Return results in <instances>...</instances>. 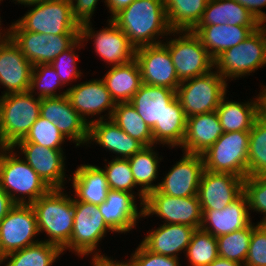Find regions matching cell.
<instances>
[{"mask_svg": "<svg viewBox=\"0 0 266 266\" xmlns=\"http://www.w3.org/2000/svg\"><path fill=\"white\" fill-rule=\"evenodd\" d=\"M111 20L135 48L162 43L172 32L163 0H134Z\"/></svg>", "mask_w": 266, "mask_h": 266, "instance_id": "1", "label": "cell"}, {"mask_svg": "<svg viewBox=\"0 0 266 266\" xmlns=\"http://www.w3.org/2000/svg\"><path fill=\"white\" fill-rule=\"evenodd\" d=\"M68 193L64 189H51L31 204L39 235L44 232L47 235L41 241L55 244L61 249L70 242L74 224L73 196Z\"/></svg>", "mask_w": 266, "mask_h": 266, "instance_id": "2", "label": "cell"}, {"mask_svg": "<svg viewBox=\"0 0 266 266\" xmlns=\"http://www.w3.org/2000/svg\"><path fill=\"white\" fill-rule=\"evenodd\" d=\"M0 187L22 205H31L51 190L13 147H0Z\"/></svg>", "mask_w": 266, "mask_h": 266, "instance_id": "3", "label": "cell"}, {"mask_svg": "<svg viewBox=\"0 0 266 266\" xmlns=\"http://www.w3.org/2000/svg\"><path fill=\"white\" fill-rule=\"evenodd\" d=\"M263 67H266V25L259 26L244 41L214 59V69L230 82Z\"/></svg>", "mask_w": 266, "mask_h": 266, "instance_id": "4", "label": "cell"}, {"mask_svg": "<svg viewBox=\"0 0 266 266\" xmlns=\"http://www.w3.org/2000/svg\"><path fill=\"white\" fill-rule=\"evenodd\" d=\"M41 98L30 91L0 96V147L25 138L40 117Z\"/></svg>", "mask_w": 266, "mask_h": 266, "instance_id": "5", "label": "cell"}, {"mask_svg": "<svg viewBox=\"0 0 266 266\" xmlns=\"http://www.w3.org/2000/svg\"><path fill=\"white\" fill-rule=\"evenodd\" d=\"M26 7L30 10H27L28 12L21 18L10 24L11 31H31L52 35H79L80 26L73 19L71 2L44 0Z\"/></svg>", "mask_w": 266, "mask_h": 266, "instance_id": "6", "label": "cell"}, {"mask_svg": "<svg viewBox=\"0 0 266 266\" xmlns=\"http://www.w3.org/2000/svg\"><path fill=\"white\" fill-rule=\"evenodd\" d=\"M74 224L70 242L62 249L63 254L71 251L79 258L105 257L98 249L100 241L107 233L114 232L106 225L98 205L78 201L73 196ZM91 255V256H89Z\"/></svg>", "mask_w": 266, "mask_h": 266, "instance_id": "7", "label": "cell"}, {"mask_svg": "<svg viewBox=\"0 0 266 266\" xmlns=\"http://www.w3.org/2000/svg\"><path fill=\"white\" fill-rule=\"evenodd\" d=\"M228 83L215 69L209 73L182 81L176 90L186 117L216 111L227 95Z\"/></svg>", "mask_w": 266, "mask_h": 266, "instance_id": "8", "label": "cell"}, {"mask_svg": "<svg viewBox=\"0 0 266 266\" xmlns=\"http://www.w3.org/2000/svg\"><path fill=\"white\" fill-rule=\"evenodd\" d=\"M163 43L169 50L181 82L205 75L214 69V60L192 31H172Z\"/></svg>", "mask_w": 266, "mask_h": 266, "instance_id": "9", "label": "cell"}, {"mask_svg": "<svg viewBox=\"0 0 266 266\" xmlns=\"http://www.w3.org/2000/svg\"><path fill=\"white\" fill-rule=\"evenodd\" d=\"M250 132H224L202 153L204 169L215 173L248 176V146Z\"/></svg>", "mask_w": 266, "mask_h": 266, "instance_id": "10", "label": "cell"}, {"mask_svg": "<svg viewBox=\"0 0 266 266\" xmlns=\"http://www.w3.org/2000/svg\"><path fill=\"white\" fill-rule=\"evenodd\" d=\"M106 23L105 28L97 31L92 27V22L80 26L79 38L84 47L88 41L93 40L94 52L109 65L108 67L134 60L136 48L129 42L128 37L111 19Z\"/></svg>", "mask_w": 266, "mask_h": 266, "instance_id": "11", "label": "cell"}, {"mask_svg": "<svg viewBox=\"0 0 266 266\" xmlns=\"http://www.w3.org/2000/svg\"><path fill=\"white\" fill-rule=\"evenodd\" d=\"M202 213L198 195L179 198L155 190L146 196L143 204V219L155 215L163 219V223L183 224L196 229L201 226Z\"/></svg>", "mask_w": 266, "mask_h": 266, "instance_id": "12", "label": "cell"}, {"mask_svg": "<svg viewBox=\"0 0 266 266\" xmlns=\"http://www.w3.org/2000/svg\"><path fill=\"white\" fill-rule=\"evenodd\" d=\"M66 95L72 107L88 125L95 121L111 119L116 106L115 101L100 77L68 87ZM103 112L105 114H102Z\"/></svg>", "mask_w": 266, "mask_h": 266, "instance_id": "13", "label": "cell"}, {"mask_svg": "<svg viewBox=\"0 0 266 266\" xmlns=\"http://www.w3.org/2000/svg\"><path fill=\"white\" fill-rule=\"evenodd\" d=\"M38 235L32 206L16 204L0 222V256L40 242Z\"/></svg>", "mask_w": 266, "mask_h": 266, "instance_id": "14", "label": "cell"}, {"mask_svg": "<svg viewBox=\"0 0 266 266\" xmlns=\"http://www.w3.org/2000/svg\"><path fill=\"white\" fill-rule=\"evenodd\" d=\"M13 148L51 189L67 188L65 183H70V178L66 174L65 148L52 149L35 143H16Z\"/></svg>", "mask_w": 266, "mask_h": 266, "instance_id": "15", "label": "cell"}, {"mask_svg": "<svg viewBox=\"0 0 266 266\" xmlns=\"http://www.w3.org/2000/svg\"><path fill=\"white\" fill-rule=\"evenodd\" d=\"M135 60L139 65L142 83L177 90L181 81L169 50L163 42L136 48Z\"/></svg>", "mask_w": 266, "mask_h": 266, "instance_id": "16", "label": "cell"}, {"mask_svg": "<svg viewBox=\"0 0 266 266\" xmlns=\"http://www.w3.org/2000/svg\"><path fill=\"white\" fill-rule=\"evenodd\" d=\"M21 53L33 65L51 64L63 51L69 49L79 35H52L31 31H11L10 37Z\"/></svg>", "mask_w": 266, "mask_h": 266, "instance_id": "17", "label": "cell"}, {"mask_svg": "<svg viewBox=\"0 0 266 266\" xmlns=\"http://www.w3.org/2000/svg\"><path fill=\"white\" fill-rule=\"evenodd\" d=\"M40 116L52 122L76 148L87 146L89 125L72 107L67 95L42 98Z\"/></svg>", "mask_w": 266, "mask_h": 266, "instance_id": "18", "label": "cell"}, {"mask_svg": "<svg viewBox=\"0 0 266 266\" xmlns=\"http://www.w3.org/2000/svg\"><path fill=\"white\" fill-rule=\"evenodd\" d=\"M182 157L158 182L157 191L173 197L197 196L204 171L202 154L182 152Z\"/></svg>", "mask_w": 266, "mask_h": 266, "instance_id": "19", "label": "cell"}, {"mask_svg": "<svg viewBox=\"0 0 266 266\" xmlns=\"http://www.w3.org/2000/svg\"><path fill=\"white\" fill-rule=\"evenodd\" d=\"M244 178L204 169L198 188L202 210H223L243 193Z\"/></svg>", "mask_w": 266, "mask_h": 266, "instance_id": "20", "label": "cell"}, {"mask_svg": "<svg viewBox=\"0 0 266 266\" xmlns=\"http://www.w3.org/2000/svg\"><path fill=\"white\" fill-rule=\"evenodd\" d=\"M137 199L132 193L109 189L105 201L98 205L104 222L115 234H127L140 222L143 204L138 207Z\"/></svg>", "mask_w": 266, "mask_h": 266, "instance_id": "21", "label": "cell"}, {"mask_svg": "<svg viewBox=\"0 0 266 266\" xmlns=\"http://www.w3.org/2000/svg\"><path fill=\"white\" fill-rule=\"evenodd\" d=\"M32 69L11 38L0 45V85L4 88L1 96L29 91Z\"/></svg>", "mask_w": 266, "mask_h": 266, "instance_id": "22", "label": "cell"}, {"mask_svg": "<svg viewBox=\"0 0 266 266\" xmlns=\"http://www.w3.org/2000/svg\"><path fill=\"white\" fill-rule=\"evenodd\" d=\"M91 143L99 145L106 152L108 150L115 154L116 156L112 155V158L118 159H129L145 147L124 132L111 119L95 121L89 125V138L86 147H90Z\"/></svg>", "mask_w": 266, "mask_h": 266, "instance_id": "23", "label": "cell"}, {"mask_svg": "<svg viewBox=\"0 0 266 266\" xmlns=\"http://www.w3.org/2000/svg\"><path fill=\"white\" fill-rule=\"evenodd\" d=\"M195 230V227L183 224H159L149 229L141 244L152 253L181 258L179 254L185 255Z\"/></svg>", "mask_w": 266, "mask_h": 266, "instance_id": "24", "label": "cell"}, {"mask_svg": "<svg viewBox=\"0 0 266 266\" xmlns=\"http://www.w3.org/2000/svg\"><path fill=\"white\" fill-rule=\"evenodd\" d=\"M202 212L200 228L216 238L246 228L252 222L244 193L223 210H202Z\"/></svg>", "mask_w": 266, "mask_h": 266, "instance_id": "25", "label": "cell"}, {"mask_svg": "<svg viewBox=\"0 0 266 266\" xmlns=\"http://www.w3.org/2000/svg\"><path fill=\"white\" fill-rule=\"evenodd\" d=\"M224 133L216 111L187 118L182 152L202 154Z\"/></svg>", "mask_w": 266, "mask_h": 266, "instance_id": "26", "label": "cell"}, {"mask_svg": "<svg viewBox=\"0 0 266 266\" xmlns=\"http://www.w3.org/2000/svg\"><path fill=\"white\" fill-rule=\"evenodd\" d=\"M259 26L197 25L192 32L214 60L221 53L244 41Z\"/></svg>", "mask_w": 266, "mask_h": 266, "instance_id": "27", "label": "cell"}, {"mask_svg": "<svg viewBox=\"0 0 266 266\" xmlns=\"http://www.w3.org/2000/svg\"><path fill=\"white\" fill-rule=\"evenodd\" d=\"M72 192L78 201L95 205L102 204L109 190L102 167L92 164H80L69 176Z\"/></svg>", "mask_w": 266, "mask_h": 266, "instance_id": "28", "label": "cell"}, {"mask_svg": "<svg viewBox=\"0 0 266 266\" xmlns=\"http://www.w3.org/2000/svg\"><path fill=\"white\" fill-rule=\"evenodd\" d=\"M225 95L216 109L224 132H250L255 120L261 115L260 95L245 102L227 100Z\"/></svg>", "mask_w": 266, "mask_h": 266, "instance_id": "29", "label": "cell"}, {"mask_svg": "<svg viewBox=\"0 0 266 266\" xmlns=\"http://www.w3.org/2000/svg\"><path fill=\"white\" fill-rule=\"evenodd\" d=\"M176 98V91L143 83L129 102L152 129L160 124L166 107Z\"/></svg>", "mask_w": 266, "mask_h": 266, "instance_id": "30", "label": "cell"}, {"mask_svg": "<svg viewBox=\"0 0 266 266\" xmlns=\"http://www.w3.org/2000/svg\"><path fill=\"white\" fill-rule=\"evenodd\" d=\"M101 80L110 92L115 103L130 102L141 87L142 77L136 60L129 63L107 67Z\"/></svg>", "mask_w": 266, "mask_h": 266, "instance_id": "31", "label": "cell"}, {"mask_svg": "<svg viewBox=\"0 0 266 266\" xmlns=\"http://www.w3.org/2000/svg\"><path fill=\"white\" fill-rule=\"evenodd\" d=\"M187 117L176 97L164 110L160 124L151 129L154 145H162L172 150L180 148L186 133Z\"/></svg>", "mask_w": 266, "mask_h": 266, "instance_id": "32", "label": "cell"}, {"mask_svg": "<svg viewBox=\"0 0 266 266\" xmlns=\"http://www.w3.org/2000/svg\"><path fill=\"white\" fill-rule=\"evenodd\" d=\"M155 147L157 145L144 147L128 159L136 186H140L139 189L146 196L151 191L157 190L159 185L156 180L159 176V164H161L163 156H159V152L155 151Z\"/></svg>", "mask_w": 266, "mask_h": 266, "instance_id": "33", "label": "cell"}, {"mask_svg": "<svg viewBox=\"0 0 266 266\" xmlns=\"http://www.w3.org/2000/svg\"><path fill=\"white\" fill-rule=\"evenodd\" d=\"M172 31H192L206 9L209 0H163Z\"/></svg>", "mask_w": 266, "mask_h": 266, "instance_id": "34", "label": "cell"}, {"mask_svg": "<svg viewBox=\"0 0 266 266\" xmlns=\"http://www.w3.org/2000/svg\"><path fill=\"white\" fill-rule=\"evenodd\" d=\"M61 255L64 254L59 246L40 241L5 255L2 257L1 264L4 266H53Z\"/></svg>", "mask_w": 266, "mask_h": 266, "instance_id": "35", "label": "cell"}, {"mask_svg": "<svg viewBox=\"0 0 266 266\" xmlns=\"http://www.w3.org/2000/svg\"><path fill=\"white\" fill-rule=\"evenodd\" d=\"M111 120L145 147L153 146L152 130L129 103H116Z\"/></svg>", "mask_w": 266, "mask_h": 266, "instance_id": "36", "label": "cell"}, {"mask_svg": "<svg viewBox=\"0 0 266 266\" xmlns=\"http://www.w3.org/2000/svg\"><path fill=\"white\" fill-rule=\"evenodd\" d=\"M104 161L106 164L102 169L109 189L132 193L140 200L139 203L144 204L146 195L136 186L128 159L112 158L108 162L107 159ZM133 188H137V192Z\"/></svg>", "mask_w": 266, "mask_h": 266, "instance_id": "37", "label": "cell"}, {"mask_svg": "<svg viewBox=\"0 0 266 266\" xmlns=\"http://www.w3.org/2000/svg\"><path fill=\"white\" fill-rule=\"evenodd\" d=\"M266 175V118L261 114L250 130L248 176Z\"/></svg>", "mask_w": 266, "mask_h": 266, "instance_id": "38", "label": "cell"}, {"mask_svg": "<svg viewBox=\"0 0 266 266\" xmlns=\"http://www.w3.org/2000/svg\"><path fill=\"white\" fill-rule=\"evenodd\" d=\"M188 266H208L218 254L217 238L209 232L198 228L194 231L185 252Z\"/></svg>", "mask_w": 266, "mask_h": 266, "instance_id": "39", "label": "cell"}, {"mask_svg": "<svg viewBox=\"0 0 266 266\" xmlns=\"http://www.w3.org/2000/svg\"><path fill=\"white\" fill-rule=\"evenodd\" d=\"M56 70L50 64L33 66L29 91L38 98L60 97L67 94ZM59 92V93H58Z\"/></svg>", "mask_w": 266, "mask_h": 266, "instance_id": "40", "label": "cell"}, {"mask_svg": "<svg viewBox=\"0 0 266 266\" xmlns=\"http://www.w3.org/2000/svg\"><path fill=\"white\" fill-rule=\"evenodd\" d=\"M251 236L252 222L246 228L217 237L219 257L244 265Z\"/></svg>", "mask_w": 266, "mask_h": 266, "instance_id": "41", "label": "cell"}, {"mask_svg": "<svg viewBox=\"0 0 266 266\" xmlns=\"http://www.w3.org/2000/svg\"><path fill=\"white\" fill-rule=\"evenodd\" d=\"M66 141L68 140L52 122L40 116L25 138L17 143H35L47 148L63 149L62 146Z\"/></svg>", "mask_w": 266, "mask_h": 266, "instance_id": "42", "label": "cell"}, {"mask_svg": "<svg viewBox=\"0 0 266 266\" xmlns=\"http://www.w3.org/2000/svg\"><path fill=\"white\" fill-rule=\"evenodd\" d=\"M83 46L84 45L79 38L69 49L63 51L50 64L56 70V73L64 86L70 85L69 87H71V82H76L79 79L81 80V76L84 75V72L78 69L80 68L78 67L80 55L76 52V50H81V48L84 49Z\"/></svg>", "mask_w": 266, "mask_h": 266, "instance_id": "43", "label": "cell"}, {"mask_svg": "<svg viewBox=\"0 0 266 266\" xmlns=\"http://www.w3.org/2000/svg\"><path fill=\"white\" fill-rule=\"evenodd\" d=\"M249 212L263 215L258 224H266V175L247 176L243 181ZM251 210V211H250Z\"/></svg>", "mask_w": 266, "mask_h": 266, "instance_id": "44", "label": "cell"}, {"mask_svg": "<svg viewBox=\"0 0 266 266\" xmlns=\"http://www.w3.org/2000/svg\"><path fill=\"white\" fill-rule=\"evenodd\" d=\"M243 266H266V224L252 222V236Z\"/></svg>", "mask_w": 266, "mask_h": 266, "instance_id": "45", "label": "cell"}, {"mask_svg": "<svg viewBox=\"0 0 266 266\" xmlns=\"http://www.w3.org/2000/svg\"><path fill=\"white\" fill-rule=\"evenodd\" d=\"M133 266H181L180 258L159 255L147 250L141 243L129 256Z\"/></svg>", "mask_w": 266, "mask_h": 266, "instance_id": "46", "label": "cell"}, {"mask_svg": "<svg viewBox=\"0 0 266 266\" xmlns=\"http://www.w3.org/2000/svg\"><path fill=\"white\" fill-rule=\"evenodd\" d=\"M224 13L227 25L261 26L244 6L234 0H224Z\"/></svg>", "mask_w": 266, "mask_h": 266, "instance_id": "47", "label": "cell"}, {"mask_svg": "<svg viewBox=\"0 0 266 266\" xmlns=\"http://www.w3.org/2000/svg\"><path fill=\"white\" fill-rule=\"evenodd\" d=\"M227 22L225 21L224 0H209L197 25H221Z\"/></svg>", "mask_w": 266, "mask_h": 266, "instance_id": "48", "label": "cell"}, {"mask_svg": "<svg viewBox=\"0 0 266 266\" xmlns=\"http://www.w3.org/2000/svg\"><path fill=\"white\" fill-rule=\"evenodd\" d=\"M99 0H72L71 8L73 19L78 23L79 26L84 23L91 22L92 16L95 13V8L98 5ZM102 2H105L103 0Z\"/></svg>", "mask_w": 266, "mask_h": 266, "instance_id": "49", "label": "cell"}, {"mask_svg": "<svg viewBox=\"0 0 266 266\" xmlns=\"http://www.w3.org/2000/svg\"><path fill=\"white\" fill-rule=\"evenodd\" d=\"M244 6L261 24L266 25V13L262 11L266 8V0H234Z\"/></svg>", "mask_w": 266, "mask_h": 266, "instance_id": "50", "label": "cell"}, {"mask_svg": "<svg viewBox=\"0 0 266 266\" xmlns=\"http://www.w3.org/2000/svg\"><path fill=\"white\" fill-rule=\"evenodd\" d=\"M134 0H105V6L112 19L117 13L129 6Z\"/></svg>", "mask_w": 266, "mask_h": 266, "instance_id": "51", "label": "cell"}, {"mask_svg": "<svg viewBox=\"0 0 266 266\" xmlns=\"http://www.w3.org/2000/svg\"><path fill=\"white\" fill-rule=\"evenodd\" d=\"M15 205L11 197L0 187V222Z\"/></svg>", "mask_w": 266, "mask_h": 266, "instance_id": "52", "label": "cell"}, {"mask_svg": "<svg viewBox=\"0 0 266 266\" xmlns=\"http://www.w3.org/2000/svg\"><path fill=\"white\" fill-rule=\"evenodd\" d=\"M118 259H113V257H98V258H91L90 264L92 266H118Z\"/></svg>", "mask_w": 266, "mask_h": 266, "instance_id": "53", "label": "cell"}, {"mask_svg": "<svg viewBox=\"0 0 266 266\" xmlns=\"http://www.w3.org/2000/svg\"><path fill=\"white\" fill-rule=\"evenodd\" d=\"M2 24L3 23H2L1 17H0V45L6 43L11 37V25L8 26L9 28L7 27L5 29V27H2Z\"/></svg>", "mask_w": 266, "mask_h": 266, "instance_id": "54", "label": "cell"}, {"mask_svg": "<svg viewBox=\"0 0 266 266\" xmlns=\"http://www.w3.org/2000/svg\"><path fill=\"white\" fill-rule=\"evenodd\" d=\"M208 266H243V264L218 257Z\"/></svg>", "mask_w": 266, "mask_h": 266, "instance_id": "55", "label": "cell"}, {"mask_svg": "<svg viewBox=\"0 0 266 266\" xmlns=\"http://www.w3.org/2000/svg\"><path fill=\"white\" fill-rule=\"evenodd\" d=\"M262 89L259 91L260 102H261V114L266 118V84L261 85Z\"/></svg>", "mask_w": 266, "mask_h": 266, "instance_id": "56", "label": "cell"}, {"mask_svg": "<svg viewBox=\"0 0 266 266\" xmlns=\"http://www.w3.org/2000/svg\"><path fill=\"white\" fill-rule=\"evenodd\" d=\"M41 1H44V0H12L11 2H13L15 4L17 3L18 5L21 4V6L24 5V7H26V6H30V5H33V4H37V3L41 2Z\"/></svg>", "mask_w": 266, "mask_h": 266, "instance_id": "57", "label": "cell"}, {"mask_svg": "<svg viewBox=\"0 0 266 266\" xmlns=\"http://www.w3.org/2000/svg\"><path fill=\"white\" fill-rule=\"evenodd\" d=\"M118 266H133V264L127 259L126 261H120L118 260Z\"/></svg>", "mask_w": 266, "mask_h": 266, "instance_id": "58", "label": "cell"}, {"mask_svg": "<svg viewBox=\"0 0 266 266\" xmlns=\"http://www.w3.org/2000/svg\"><path fill=\"white\" fill-rule=\"evenodd\" d=\"M1 263H2V257L0 256V266H2Z\"/></svg>", "mask_w": 266, "mask_h": 266, "instance_id": "59", "label": "cell"}]
</instances>
